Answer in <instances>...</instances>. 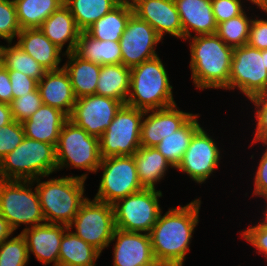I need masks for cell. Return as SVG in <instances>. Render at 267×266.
Listing matches in <instances>:
<instances>
[{"label": "cell", "instance_id": "2e32d148", "mask_svg": "<svg viewBox=\"0 0 267 266\" xmlns=\"http://www.w3.org/2000/svg\"><path fill=\"white\" fill-rule=\"evenodd\" d=\"M133 13L147 21L163 39L170 34L183 39V28L174 0H130Z\"/></svg>", "mask_w": 267, "mask_h": 266}, {"label": "cell", "instance_id": "7402d4cb", "mask_svg": "<svg viewBox=\"0 0 267 266\" xmlns=\"http://www.w3.org/2000/svg\"><path fill=\"white\" fill-rule=\"evenodd\" d=\"M68 119L61 110L42 104L34 114L22 122L25 137L56 147L62 126Z\"/></svg>", "mask_w": 267, "mask_h": 266}, {"label": "cell", "instance_id": "9a60e30c", "mask_svg": "<svg viewBox=\"0 0 267 266\" xmlns=\"http://www.w3.org/2000/svg\"><path fill=\"white\" fill-rule=\"evenodd\" d=\"M216 144L203 127H200L191 138L189 147L176 169L202 184L219 167L220 150Z\"/></svg>", "mask_w": 267, "mask_h": 266}, {"label": "cell", "instance_id": "1f68e13d", "mask_svg": "<svg viewBox=\"0 0 267 266\" xmlns=\"http://www.w3.org/2000/svg\"><path fill=\"white\" fill-rule=\"evenodd\" d=\"M122 0H64L77 28L84 32L93 23L115 8Z\"/></svg>", "mask_w": 267, "mask_h": 266}, {"label": "cell", "instance_id": "3957f363", "mask_svg": "<svg viewBox=\"0 0 267 266\" xmlns=\"http://www.w3.org/2000/svg\"><path fill=\"white\" fill-rule=\"evenodd\" d=\"M167 71L156 56L130 68V92L125 105L144 111L175 105Z\"/></svg>", "mask_w": 267, "mask_h": 266}, {"label": "cell", "instance_id": "60d3db41", "mask_svg": "<svg viewBox=\"0 0 267 266\" xmlns=\"http://www.w3.org/2000/svg\"><path fill=\"white\" fill-rule=\"evenodd\" d=\"M211 5L217 25L245 11L241 0H211Z\"/></svg>", "mask_w": 267, "mask_h": 266}, {"label": "cell", "instance_id": "681fc988", "mask_svg": "<svg viewBox=\"0 0 267 266\" xmlns=\"http://www.w3.org/2000/svg\"><path fill=\"white\" fill-rule=\"evenodd\" d=\"M253 4H256L258 8L267 13V0H248Z\"/></svg>", "mask_w": 267, "mask_h": 266}, {"label": "cell", "instance_id": "7bdbcfd3", "mask_svg": "<svg viewBox=\"0 0 267 266\" xmlns=\"http://www.w3.org/2000/svg\"><path fill=\"white\" fill-rule=\"evenodd\" d=\"M9 78L12 86L13 99L33 92L38 88L37 80L20 71L9 70Z\"/></svg>", "mask_w": 267, "mask_h": 266}, {"label": "cell", "instance_id": "f35d334b", "mask_svg": "<svg viewBox=\"0 0 267 266\" xmlns=\"http://www.w3.org/2000/svg\"><path fill=\"white\" fill-rule=\"evenodd\" d=\"M25 138L22 123L13 120L0 128V160L12 152Z\"/></svg>", "mask_w": 267, "mask_h": 266}, {"label": "cell", "instance_id": "e575fe53", "mask_svg": "<svg viewBox=\"0 0 267 266\" xmlns=\"http://www.w3.org/2000/svg\"><path fill=\"white\" fill-rule=\"evenodd\" d=\"M252 19L247 17L245 11L229 20L217 25L216 34L229 46L241 47L246 45L249 38V28Z\"/></svg>", "mask_w": 267, "mask_h": 266}, {"label": "cell", "instance_id": "7dc6e473", "mask_svg": "<svg viewBox=\"0 0 267 266\" xmlns=\"http://www.w3.org/2000/svg\"><path fill=\"white\" fill-rule=\"evenodd\" d=\"M13 121L10 104L0 103V128Z\"/></svg>", "mask_w": 267, "mask_h": 266}, {"label": "cell", "instance_id": "ee69618b", "mask_svg": "<svg viewBox=\"0 0 267 266\" xmlns=\"http://www.w3.org/2000/svg\"><path fill=\"white\" fill-rule=\"evenodd\" d=\"M247 44L259 50L267 49V20L252 19Z\"/></svg>", "mask_w": 267, "mask_h": 266}, {"label": "cell", "instance_id": "8992f818", "mask_svg": "<svg viewBox=\"0 0 267 266\" xmlns=\"http://www.w3.org/2000/svg\"><path fill=\"white\" fill-rule=\"evenodd\" d=\"M34 181L0 180V214L15 231L20 224L30 227L46 223Z\"/></svg>", "mask_w": 267, "mask_h": 266}, {"label": "cell", "instance_id": "ac0fdd59", "mask_svg": "<svg viewBox=\"0 0 267 266\" xmlns=\"http://www.w3.org/2000/svg\"><path fill=\"white\" fill-rule=\"evenodd\" d=\"M148 113L147 117L143 116L141 123L142 147L157 146L164 137L177 131L194 115L179 110L177 104L164 109L148 110Z\"/></svg>", "mask_w": 267, "mask_h": 266}, {"label": "cell", "instance_id": "74e56055", "mask_svg": "<svg viewBox=\"0 0 267 266\" xmlns=\"http://www.w3.org/2000/svg\"><path fill=\"white\" fill-rule=\"evenodd\" d=\"M43 104L38 88L28 94L13 99L10 103L13 120L22 123Z\"/></svg>", "mask_w": 267, "mask_h": 266}, {"label": "cell", "instance_id": "836d02e7", "mask_svg": "<svg viewBox=\"0 0 267 266\" xmlns=\"http://www.w3.org/2000/svg\"><path fill=\"white\" fill-rule=\"evenodd\" d=\"M8 47L0 45V63L8 70H16L34 78L38 82L45 75L46 69L34 60L16 43Z\"/></svg>", "mask_w": 267, "mask_h": 266}, {"label": "cell", "instance_id": "4dcf8cb0", "mask_svg": "<svg viewBox=\"0 0 267 266\" xmlns=\"http://www.w3.org/2000/svg\"><path fill=\"white\" fill-rule=\"evenodd\" d=\"M198 117V114H194L181 128L164 137L162 141L155 146L171 165V168H177L189 147L191 138L201 127L197 120Z\"/></svg>", "mask_w": 267, "mask_h": 266}, {"label": "cell", "instance_id": "e0dca14e", "mask_svg": "<svg viewBox=\"0 0 267 266\" xmlns=\"http://www.w3.org/2000/svg\"><path fill=\"white\" fill-rule=\"evenodd\" d=\"M114 240L113 266H147L156 261L149 234L116 228L111 242Z\"/></svg>", "mask_w": 267, "mask_h": 266}, {"label": "cell", "instance_id": "f1b7e54d", "mask_svg": "<svg viewBox=\"0 0 267 266\" xmlns=\"http://www.w3.org/2000/svg\"><path fill=\"white\" fill-rule=\"evenodd\" d=\"M133 157L137 176L143 188L155 189V184L164 177L171 165L156 147H140Z\"/></svg>", "mask_w": 267, "mask_h": 266}, {"label": "cell", "instance_id": "ffe728a7", "mask_svg": "<svg viewBox=\"0 0 267 266\" xmlns=\"http://www.w3.org/2000/svg\"><path fill=\"white\" fill-rule=\"evenodd\" d=\"M183 28V40L197 35L215 34L217 22L211 0H174Z\"/></svg>", "mask_w": 267, "mask_h": 266}, {"label": "cell", "instance_id": "d6a6232c", "mask_svg": "<svg viewBox=\"0 0 267 266\" xmlns=\"http://www.w3.org/2000/svg\"><path fill=\"white\" fill-rule=\"evenodd\" d=\"M21 29L39 28L64 0H13Z\"/></svg>", "mask_w": 267, "mask_h": 266}, {"label": "cell", "instance_id": "8fae6325", "mask_svg": "<svg viewBox=\"0 0 267 266\" xmlns=\"http://www.w3.org/2000/svg\"><path fill=\"white\" fill-rule=\"evenodd\" d=\"M103 175L94 199L108 204L143 189L137 176V166L133 156H110L102 158L99 165Z\"/></svg>", "mask_w": 267, "mask_h": 266}, {"label": "cell", "instance_id": "5bb4252c", "mask_svg": "<svg viewBox=\"0 0 267 266\" xmlns=\"http://www.w3.org/2000/svg\"><path fill=\"white\" fill-rule=\"evenodd\" d=\"M161 40L155 29L147 21L140 19L133 13L119 40L122 64L132 68L158 56L155 48Z\"/></svg>", "mask_w": 267, "mask_h": 266}, {"label": "cell", "instance_id": "277c9868", "mask_svg": "<svg viewBox=\"0 0 267 266\" xmlns=\"http://www.w3.org/2000/svg\"><path fill=\"white\" fill-rule=\"evenodd\" d=\"M87 173L40 182L36 180L41 210L46 223L70 226L81 204L87 199L84 183Z\"/></svg>", "mask_w": 267, "mask_h": 266}, {"label": "cell", "instance_id": "30bf717a", "mask_svg": "<svg viewBox=\"0 0 267 266\" xmlns=\"http://www.w3.org/2000/svg\"><path fill=\"white\" fill-rule=\"evenodd\" d=\"M76 236L101 253L111 243L115 227L114 207L106 202L87 198L68 227Z\"/></svg>", "mask_w": 267, "mask_h": 266}, {"label": "cell", "instance_id": "816d5d0a", "mask_svg": "<svg viewBox=\"0 0 267 266\" xmlns=\"http://www.w3.org/2000/svg\"><path fill=\"white\" fill-rule=\"evenodd\" d=\"M262 197L267 201V194L264 195V196H262ZM265 210L266 211H264V213H263L264 214V216H263L264 217V220L263 221L264 222H267V206H266Z\"/></svg>", "mask_w": 267, "mask_h": 266}, {"label": "cell", "instance_id": "f907efd6", "mask_svg": "<svg viewBox=\"0 0 267 266\" xmlns=\"http://www.w3.org/2000/svg\"><path fill=\"white\" fill-rule=\"evenodd\" d=\"M147 266H171V265L156 260L155 262H153Z\"/></svg>", "mask_w": 267, "mask_h": 266}, {"label": "cell", "instance_id": "bcb514c9", "mask_svg": "<svg viewBox=\"0 0 267 266\" xmlns=\"http://www.w3.org/2000/svg\"><path fill=\"white\" fill-rule=\"evenodd\" d=\"M13 100L9 70L0 63V103L10 104Z\"/></svg>", "mask_w": 267, "mask_h": 266}, {"label": "cell", "instance_id": "8d00e7d4", "mask_svg": "<svg viewBox=\"0 0 267 266\" xmlns=\"http://www.w3.org/2000/svg\"><path fill=\"white\" fill-rule=\"evenodd\" d=\"M13 0H0V39L12 43L21 31Z\"/></svg>", "mask_w": 267, "mask_h": 266}, {"label": "cell", "instance_id": "4316f807", "mask_svg": "<svg viewBox=\"0 0 267 266\" xmlns=\"http://www.w3.org/2000/svg\"><path fill=\"white\" fill-rule=\"evenodd\" d=\"M130 92V68L120 64L101 65L95 94L121 101L124 105Z\"/></svg>", "mask_w": 267, "mask_h": 266}, {"label": "cell", "instance_id": "b9f144b4", "mask_svg": "<svg viewBox=\"0 0 267 266\" xmlns=\"http://www.w3.org/2000/svg\"><path fill=\"white\" fill-rule=\"evenodd\" d=\"M241 233L243 239L257 248L259 254H264L263 256L267 259V222H259Z\"/></svg>", "mask_w": 267, "mask_h": 266}, {"label": "cell", "instance_id": "83f0119b", "mask_svg": "<svg viewBox=\"0 0 267 266\" xmlns=\"http://www.w3.org/2000/svg\"><path fill=\"white\" fill-rule=\"evenodd\" d=\"M75 53L84 60L100 65L122 63L119 41L97 40L86 31L80 33Z\"/></svg>", "mask_w": 267, "mask_h": 266}, {"label": "cell", "instance_id": "52a82bcc", "mask_svg": "<svg viewBox=\"0 0 267 266\" xmlns=\"http://www.w3.org/2000/svg\"><path fill=\"white\" fill-rule=\"evenodd\" d=\"M56 149L57 170L71 165L96 173L101 163L99 138L67 120L60 131Z\"/></svg>", "mask_w": 267, "mask_h": 266}, {"label": "cell", "instance_id": "ab89813d", "mask_svg": "<svg viewBox=\"0 0 267 266\" xmlns=\"http://www.w3.org/2000/svg\"><path fill=\"white\" fill-rule=\"evenodd\" d=\"M252 103H254L255 108V118L257 121L255 136L251 144L262 142L263 145L267 144V92H263L251 97Z\"/></svg>", "mask_w": 267, "mask_h": 266}, {"label": "cell", "instance_id": "c3c4849f", "mask_svg": "<svg viewBox=\"0 0 267 266\" xmlns=\"http://www.w3.org/2000/svg\"><path fill=\"white\" fill-rule=\"evenodd\" d=\"M13 232L7 220L0 214V243L12 236Z\"/></svg>", "mask_w": 267, "mask_h": 266}, {"label": "cell", "instance_id": "ba28073f", "mask_svg": "<svg viewBox=\"0 0 267 266\" xmlns=\"http://www.w3.org/2000/svg\"><path fill=\"white\" fill-rule=\"evenodd\" d=\"M147 114L148 111L123 105L99 137L101 157L133 156L141 147V123Z\"/></svg>", "mask_w": 267, "mask_h": 266}, {"label": "cell", "instance_id": "cb8c5ba5", "mask_svg": "<svg viewBox=\"0 0 267 266\" xmlns=\"http://www.w3.org/2000/svg\"><path fill=\"white\" fill-rule=\"evenodd\" d=\"M17 38L19 47L47 71L61 69L59 64L62 50L54 45L39 28L22 29Z\"/></svg>", "mask_w": 267, "mask_h": 266}, {"label": "cell", "instance_id": "6da1fadb", "mask_svg": "<svg viewBox=\"0 0 267 266\" xmlns=\"http://www.w3.org/2000/svg\"><path fill=\"white\" fill-rule=\"evenodd\" d=\"M201 200L196 199L185 206L170 208L149 232L152 250L157 261L171 266H183L192 233L199 222Z\"/></svg>", "mask_w": 267, "mask_h": 266}, {"label": "cell", "instance_id": "f546056e", "mask_svg": "<svg viewBox=\"0 0 267 266\" xmlns=\"http://www.w3.org/2000/svg\"><path fill=\"white\" fill-rule=\"evenodd\" d=\"M101 252L86 243L68 228L62 237L59 252V266H96Z\"/></svg>", "mask_w": 267, "mask_h": 266}, {"label": "cell", "instance_id": "9c48e42d", "mask_svg": "<svg viewBox=\"0 0 267 266\" xmlns=\"http://www.w3.org/2000/svg\"><path fill=\"white\" fill-rule=\"evenodd\" d=\"M162 192L143 188L118 200L114 207L115 227L128 232L149 234L161 213Z\"/></svg>", "mask_w": 267, "mask_h": 266}, {"label": "cell", "instance_id": "d590c367", "mask_svg": "<svg viewBox=\"0 0 267 266\" xmlns=\"http://www.w3.org/2000/svg\"><path fill=\"white\" fill-rule=\"evenodd\" d=\"M28 261V249L21 233L0 243V266H26Z\"/></svg>", "mask_w": 267, "mask_h": 266}, {"label": "cell", "instance_id": "d4e9b609", "mask_svg": "<svg viewBox=\"0 0 267 266\" xmlns=\"http://www.w3.org/2000/svg\"><path fill=\"white\" fill-rule=\"evenodd\" d=\"M67 55L68 61L63 67L70 77L76 99L95 94L101 65L84 60L75 52Z\"/></svg>", "mask_w": 267, "mask_h": 266}, {"label": "cell", "instance_id": "603a6c76", "mask_svg": "<svg viewBox=\"0 0 267 266\" xmlns=\"http://www.w3.org/2000/svg\"><path fill=\"white\" fill-rule=\"evenodd\" d=\"M39 29L61 50L66 42H69L64 54L75 52L81 31L77 28L74 17L65 4L54 11Z\"/></svg>", "mask_w": 267, "mask_h": 266}, {"label": "cell", "instance_id": "7a4b0ae2", "mask_svg": "<svg viewBox=\"0 0 267 266\" xmlns=\"http://www.w3.org/2000/svg\"><path fill=\"white\" fill-rule=\"evenodd\" d=\"M192 80L198 89H226L230 78L233 47L216 33L189 38Z\"/></svg>", "mask_w": 267, "mask_h": 266}, {"label": "cell", "instance_id": "f6af8a7d", "mask_svg": "<svg viewBox=\"0 0 267 266\" xmlns=\"http://www.w3.org/2000/svg\"><path fill=\"white\" fill-rule=\"evenodd\" d=\"M267 146V144H266ZM261 156L259 165L254 177V191L253 195L264 196L267 194V148Z\"/></svg>", "mask_w": 267, "mask_h": 266}, {"label": "cell", "instance_id": "7c38bea8", "mask_svg": "<svg viewBox=\"0 0 267 266\" xmlns=\"http://www.w3.org/2000/svg\"><path fill=\"white\" fill-rule=\"evenodd\" d=\"M236 87L248 99L267 92L265 49L259 50L248 44L233 49L230 78L226 90Z\"/></svg>", "mask_w": 267, "mask_h": 266}, {"label": "cell", "instance_id": "d6986e66", "mask_svg": "<svg viewBox=\"0 0 267 266\" xmlns=\"http://www.w3.org/2000/svg\"><path fill=\"white\" fill-rule=\"evenodd\" d=\"M67 229L66 225L51 223L24 228L21 234L26 241L28 256L32 252L45 266L52 262L53 266H59L60 244Z\"/></svg>", "mask_w": 267, "mask_h": 266}, {"label": "cell", "instance_id": "44dd1931", "mask_svg": "<svg viewBox=\"0 0 267 266\" xmlns=\"http://www.w3.org/2000/svg\"><path fill=\"white\" fill-rule=\"evenodd\" d=\"M38 90L43 104L61 110L68 117L71 115L76 97L69 74L63 66L58 70L46 71L38 82Z\"/></svg>", "mask_w": 267, "mask_h": 266}, {"label": "cell", "instance_id": "f5cc1de1", "mask_svg": "<svg viewBox=\"0 0 267 266\" xmlns=\"http://www.w3.org/2000/svg\"><path fill=\"white\" fill-rule=\"evenodd\" d=\"M265 68L267 69V49H265Z\"/></svg>", "mask_w": 267, "mask_h": 266}, {"label": "cell", "instance_id": "5b68a950", "mask_svg": "<svg viewBox=\"0 0 267 266\" xmlns=\"http://www.w3.org/2000/svg\"><path fill=\"white\" fill-rule=\"evenodd\" d=\"M56 170L55 146L28 137L0 160V180L33 181Z\"/></svg>", "mask_w": 267, "mask_h": 266}, {"label": "cell", "instance_id": "4fadbf2b", "mask_svg": "<svg viewBox=\"0 0 267 266\" xmlns=\"http://www.w3.org/2000/svg\"><path fill=\"white\" fill-rule=\"evenodd\" d=\"M123 105L121 101L105 96L96 94L85 96L76 99L68 118L89 135L99 138Z\"/></svg>", "mask_w": 267, "mask_h": 266}, {"label": "cell", "instance_id": "484cf974", "mask_svg": "<svg viewBox=\"0 0 267 266\" xmlns=\"http://www.w3.org/2000/svg\"><path fill=\"white\" fill-rule=\"evenodd\" d=\"M132 14L130 0H122L110 12L93 23L86 32L97 40L119 41Z\"/></svg>", "mask_w": 267, "mask_h": 266}]
</instances>
